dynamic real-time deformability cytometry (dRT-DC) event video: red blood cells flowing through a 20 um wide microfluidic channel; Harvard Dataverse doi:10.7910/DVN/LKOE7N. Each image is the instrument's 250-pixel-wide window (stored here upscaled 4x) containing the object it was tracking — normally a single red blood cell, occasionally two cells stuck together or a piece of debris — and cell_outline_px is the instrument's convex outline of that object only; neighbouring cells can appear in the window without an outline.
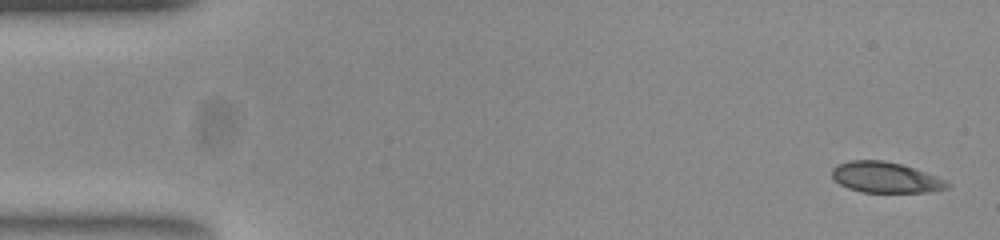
{"species": "common noctule bat (a hibernating species)", "species_latin": "Nyctalus noctula", "temperature_condition": "room temperature", "stored_images_in_passage": 51, "camera_frame_rate_fps": 3000, "um_per_image_px": 0.085, "animal": {"sex": "female", "body_mass_g": 23.0, "forearm_length_mm": 53.4}, "frame": {"image": 1, "passage_image": 1, "time_ms": 0.0, "image_size_px": [1000, 240], "cell_outline_px": [[952, 184], [948, 188], [928, 192], [864, 192], [848, 188], [840, 184], [832, 176], [832, 168], [836, 164], [848, 160], [884, 160], [900, 164], [936, 176]], "centroid_in_image_um": [75.24, 15.07], "position_along_channel_um": 9.8, "area_um2": 20.52}}
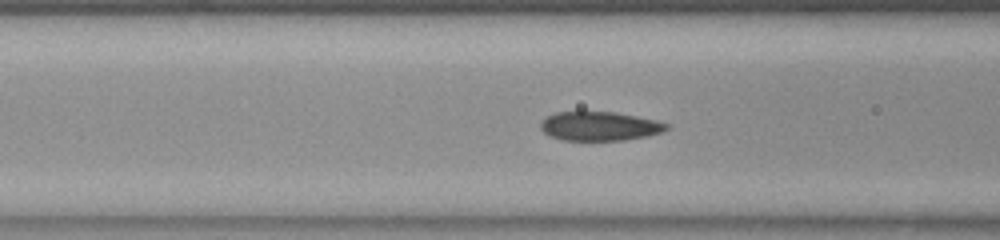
{"frame": {"image": 2, "passage_image": 19, "time_ms": 6.0, "image_size_px": [1000, 240], "cell_outline_px": [[668, 128], [664, 132], [624, 140], [564, 140], [552, 136], [544, 132], [540, 128], [540, 124], [548, 116], [556, 112], [616, 112], [656, 120], [668, 124]], "centroid_in_image_um": [50.99, 10.72], "position_along_channel_um": 115.6, "area_um2": 21.04}}
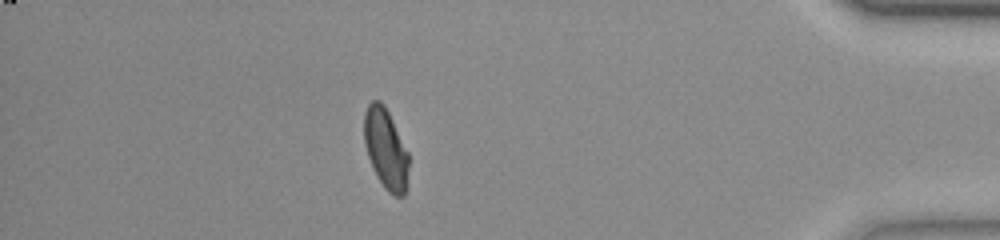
{"frame": {"image": 3, "passage_image": 45, "time_ms": 14.667, "image_size_px": [1000, 240], "cell_outline_px": [[408, 168], [404, 196], [396, 196], [388, 192], [384, 188], [372, 168], [364, 144], [364, 112], [368, 104], [372, 100], [380, 100], [384, 104], [408, 152]], "centroid_in_image_um": [32.76, 12.63], "position_along_channel_um": 402.4, "area_um2": 20.75}, "authors_computed_cell_mechanics": {"area_um2": 21.386, "velocity_mm_per_s": 3.8566, "shape_relaxation_time_tau1_ms": 4.8312, "shape_relaxation_time_tau2_ms": 0.9944, "deformation_change_tau1": 0.1645, "deformation_change_tau2": 0.0386}}